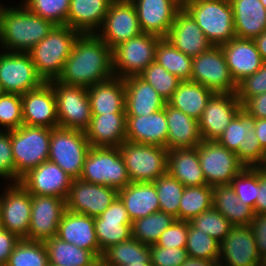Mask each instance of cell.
<instances>
[{
	"instance_id": "cell-53",
	"label": "cell",
	"mask_w": 266,
	"mask_h": 266,
	"mask_svg": "<svg viewBox=\"0 0 266 266\" xmlns=\"http://www.w3.org/2000/svg\"><path fill=\"white\" fill-rule=\"evenodd\" d=\"M152 266H181L189 257L185 248H164L150 245Z\"/></svg>"
},
{
	"instance_id": "cell-29",
	"label": "cell",
	"mask_w": 266,
	"mask_h": 266,
	"mask_svg": "<svg viewBox=\"0 0 266 266\" xmlns=\"http://www.w3.org/2000/svg\"><path fill=\"white\" fill-rule=\"evenodd\" d=\"M84 132L91 147H118L126 141V113L92 115Z\"/></svg>"
},
{
	"instance_id": "cell-23",
	"label": "cell",
	"mask_w": 266,
	"mask_h": 266,
	"mask_svg": "<svg viewBox=\"0 0 266 266\" xmlns=\"http://www.w3.org/2000/svg\"><path fill=\"white\" fill-rule=\"evenodd\" d=\"M23 125L45 128L59 127L56 99L50 83L21 95Z\"/></svg>"
},
{
	"instance_id": "cell-55",
	"label": "cell",
	"mask_w": 266,
	"mask_h": 266,
	"mask_svg": "<svg viewBox=\"0 0 266 266\" xmlns=\"http://www.w3.org/2000/svg\"><path fill=\"white\" fill-rule=\"evenodd\" d=\"M0 178L7 183L15 182V168L12 154L11 130H0Z\"/></svg>"
},
{
	"instance_id": "cell-12",
	"label": "cell",
	"mask_w": 266,
	"mask_h": 266,
	"mask_svg": "<svg viewBox=\"0 0 266 266\" xmlns=\"http://www.w3.org/2000/svg\"><path fill=\"white\" fill-rule=\"evenodd\" d=\"M214 93H236L233 80L220 46H211L207 51L192 58L191 80Z\"/></svg>"
},
{
	"instance_id": "cell-3",
	"label": "cell",
	"mask_w": 266,
	"mask_h": 266,
	"mask_svg": "<svg viewBox=\"0 0 266 266\" xmlns=\"http://www.w3.org/2000/svg\"><path fill=\"white\" fill-rule=\"evenodd\" d=\"M81 33L69 26H55L28 53L38 76L45 83L57 80Z\"/></svg>"
},
{
	"instance_id": "cell-40",
	"label": "cell",
	"mask_w": 266,
	"mask_h": 266,
	"mask_svg": "<svg viewBox=\"0 0 266 266\" xmlns=\"http://www.w3.org/2000/svg\"><path fill=\"white\" fill-rule=\"evenodd\" d=\"M155 61L181 81L191 80L192 58L174 47L165 38H161L157 44Z\"/></svg>"
},
{
	"instance_id": "cell-25",
	"label": "cell",
	"mask_w": 266,
	"mask_h": 266,
	"mask_svg": "<svg viewBox=\"0 0 266 266\" xmlns=\"http://www.w3.org/2000/svg\"><path fill=\"white\" fill-rule=\"evenodd\" d=\"M230 74L236 84L259 70L264 61L254 40L233 38L220 45Z\"/></svg>"
},
{
	"instance_id": "cell-64",
	"label": "cell",
	"mask_w": 266,
	"mask_h": 266,
	"mask_svg": "<svg viewBox=\"0 0 266 266\" xmlns=\"http://www.w3.org/2000/svg\"><path fill=\"white\" fill-rule=\"evenodd\" d=\"M261 175L266 177V154L262 157V160L255 166Z\"/></svg>"
},
{
	"instance_id": "cell-1",
	"label": "cell",
	"mask_w": 266,
	"mask_h": 266,
	"mask_svg": "<svg viewBox=\"0 0 266 266\" xmlns=\"http://www.w3.org/2000/svg\"><path fill=\"white\" fill-rule=\"evenodd\" d=\"M114 76L112 49L96 34H80L57 81L69 86H89Z\"/></svg>"
},
{
	"instance_id": "cell-50",
	"label": "cell",
	"mask_w": 266,
	"mask_h": 266,
	"mask_svg": "<svg viewBox=\"0 0 266 266\" xmlns=\"http://www.w3.org/2000/svg\"><path fill=\"white\" fill-rule=\"evenodd\" d=\"M230 186L239 201L255 210L258 194V170L255 167H245L232 179Z\"/></svg>"
},
{
	"instance_id": "cell-67",
	"label": "cell",
	"mask_w": 266,
	"mask_h": 266,
	"mask_svg": "<svg viewBox=\"0 0 266 266\" xmlns=\"http://www.w3.org/2000/svg\"><path fill=\"white\" fill-rule=\"evenodd\" d=\"M91 266H104L103 261L101 258H99L93 265Z\"/></svg>"
},
{
	"instance_id": "cell-49",
	"label": "cell",
	"mask_w": 266,
	"mask_h": 266,
	"mask_svg": "<svg viewBox=\"0 0 266 266\" xmlns=\"http://www.w3.org/2000/svg\"><path fill=\"white\" fill-rule=\"evenodd\" d=\"M189 223L192 227L201 230L218 242H221L233 228L225 216L213 207L192 218Z\"/></svg>"
},
{
	"instance_id": "cell-52",
	"label": "cell",
	"mask_w": 266,
	"mask_h": 266,
	"mask_svg": "<svg viewBox=\"0 0 266 266\" xmlns=\"http://www.w3.org/2000/svg\"><path fill=\"white\" fill-rule=\"evenodd\" d=\"M266 93V62L253 75L237 84L236 95L243 105L249 98Z\"/></svg>"
},
{
	"instance_id": "cell-57",
	"label": "cell",
	"mask_w": 266,
	"mask_h": 266,
	"mask_svg": "<svg viewBox=\"0 0 266 266\" xmlns=\"http://www.w3.org/2000/svg\"><path fill=\"white\" fill-rule=\"evenodd\" d=\"M260 256L266 253V214L255 213L249 224Z\"/></svg>"
},
{
	"instance_id": "cell-19",
	"label": "cell",
	"mask_w": 266,
	"mask_h": 266,
	"mask_svg": "<svg viewBox=\"0 0 266 266\" xmlns=\"http://www.w3.org/2000/svg\"><path fill=\"white\" fill-rule=\"evenodd\" d=\"M73 178L57 164L45 161L23 175L19 183L31 195L52 196L65 199Z\"/></svg>"
},
{
	"instance_id": "cell-6",
	"label": "cell",
	"mask_w": 266,
	"mask_h": 266,
	"mask_svg": "<svg viewBox=\"0 0 266 266\" xmlns=\"http://www.w3.org/2000/svg\"><path fill=\"white\" fill-rule=\"evenodd\" d=\"M79 179L117 190L131 182L118 147H90Z\"/></svg>"
},
{
	"instance_id": "cell-17",
	"label": "cell",
	"mask_w": 266,
	"mask_h": 266,
	"mask_svg": "<svg viewBox=\"0 0 266 266\" xmlns=\"http://www.w3.org/2000/svg\"><path fill=\"white\" fill-rule=\"evenodd\" d=\"M65 210V199L31 195V220L27 240L45 242L57 236L58 226Z\"/></svg>"
},
{
	"instance_id": "cell-39",
	"label": "cell",
	"mask_w": 266,
	"mask_h": 266,
	"mask_svg": "<svg viewBox=\"0 0 266 266\" xmlns=\"http://www.w3.org/2000/svg\"><path fill=\"white\" fill-rule=\"evenodd\" d=\"M104 266H126L131 262H151L149 245L134 238L106 249L101 257Z\"/></svg>"
},
{
	"instance_id": "cell-61",
	"label": "cell",
	"mask_w": 266,
	"mask_h": 266,
	"mask_svg": "<svg viewBox=\"0 0 266 266\" xmlns=\"http://www.w3.org/2000/svg\"><path fill=\"white\" fill-rule=\"evenodd\" d=\"M254 131L262 148L266 151V118H255Z\"/></svg>"
},
{
	"instance_id": "cell-62",
	"label": "cell",
	"mask_w": 266,
	"mask_h": 266,
	"mask_svg": "<svg viewBox=\"0 0 266 266\" xmlns=\"http://www.w3.org/2000/svg\"><path fill=\"white\" fill-rule=\"evenodd\" d=\"M257 50L260 53L263 61L266 62V31L262 32L259 36L254 39Z\"/></svg>"
},
{
	"instance_id": "cell-59",
	"label": "cell",
	"mask_w": 266,
	"mask_h": 266,
	"mask_svg": "<svg viewBox=\"0 0 266 266\" xmlns=\"http://www.w3.org/2000/svg\"><path fill=\"white\" fill-rule=\"evenodd\" d=\"M242 108L255 118H266V93L249 98Z\"/></svg>"
},
{
	"instance_id": "cell-70",
	"label": "cell",
	"mask_w": 266,
	"mask_h": 266,
	"mask_svg": "<svg viewBox=\"0 0 266 266\" xmlns=\"http://www.w3.org/2000/svg\"><path fill=\"white\" fill-rule=\"evenodd\" d=\"M3 93H4V92H3L2 88H1V85H0V96H1Z\"/></svg>"
},
{
	"instance_id": "cell-8",
	"label": "cell",
	"mask_w": 266,
	"mask_h": 266,
	"mask_svg": "<svg viewBox=\"0 0 266 266\" xmlns=\"http://www.w3.org/2000/svg\"><path fill=\"white\" fill-rule=\"evenodd\" d=\"M90 147L84 131L56 127L51 131L48 160L79 179Z\"/></svg>"
},
{
	"instance_id": "cell-14",
	"label": "cell",
	"mask_w": 266,
	"mask_h": 266,
	"mask_svg": "<svg viewBox=\"0 0 266 266\" xmlns=\"http://www.w3.org/2000/svg\"><path fill=\"white\" fill-rule=\"evenodd\" d=\"M142 33L136 8L131 0H112L96 34L113 49Z\"/></svg>"
},
{
	"instance_id": "cell-48",
	"label": "cell",
	"mask_w": 266,
	"mask_h": 266,
	"mask_svg": "<svg viewBox=\"0 0 266 266\" xmlns=\"http://www.w3.org/2000/svg\"><path fill=\"white\" fill-rule=\"evenodd\" d=\"M20 2L33 14L52 22L55 26H67L70 0H24Z\"/></svg>"
},
{
	"instance_id": "cell-38",
	"label": "cell",
	"mask_w": 266,
	"mask_h": 266,
	"mask_svg": "<svg viewBox=\"0 0 266 266\" xmlns=\"http://www.w3.org/2000/svg\"><path fill=\"white\" fill-rule=\"evenodd\" d=\"M49 263L56 266H91L98 258L90 251L81 249L57 236L44 242Z\"/></svg>"
},
{
	"instance_id": "cell-18",
	"label": "cell",
	"mask_w": 266,
	"mask_h": 266,
	"mask_svg": "<svg viewBox=\"0 0 266 266\" xmlns=\"http://www.w3.org/2000/svg\"><path fill=\"white\" fill-rule=\"evenodd\" d=\"M241 108L236 93H214L198 120L202 140L217 141Z\"/></svg>"
},
{
	"instance_id": "cell-65",
	"label": "cell",
	"mask_w": 266,
	"mask_h": 266,
	"mask_svg": "<svg viewBox=\"0 0 266 266\" xmlns=\"http://www.w3.org/2000/svg\"><path fill=\"white\" fill-rule=\"evenodd\" d=\"M126 266H152L151 262H131Z\"/></svg>"
},
{
	"instance_id": "cell-47",
	"label": "cell",
	"mask_w": 266,
	"mask_h": 266,
	"mask_svg": "<svg viewBox=\"0 0 266 266\" xmlns=\"http://www.w3.org/2000/svg\"><path fill=\"white\" fill-rule=\"evenodd\" d=\"M139 76L149 83L166 102L171 99L181 82L156 61L149 64Z\"/></svg>"
},
{
	"instance_id": "cell-10",
	"label": "cell",
	"mask_w": 266,
	"mask_h": 266,
	"mask_svg": "<svg viewBox=\"0 0 266 266\" xmlns=\"http://www.w3.org/2000/svg\"><path fill=\"white\" fill-rule=\"evenodd\" d=\"M49 83L56 99L59 127L85 131L92 117L87 88L65 85L57 80Z\"/></svg>"
},
{
	"instance_id": "cell-7",
	"label": "cell",
	"mask_w": 266,
	"mask_h": 266,
	"mask_svg": "<svg viewBox=\"0 0 266 266\" xmlns=\"http://www.w3.org/2000/svg\"><path fill=\"white\" fill-rule=\"evenodd\" d=\"M131 182H154L167 172L168 149L125 141L118 146Z\"/></svg>"
},
{
	"instance_id": "cell-27",
	"label": "cell",
	"mask_w": 266,
	"mask_h": 266,
	"mask_svg": "<svg viewBox=\"0 0 266 266\" xmlns=\"http://www.w3.org/2000/svg\"><path fill=\"white\" fill-rule=\"evenodd\" d=\"M168 123L165 107L153 114L126 116V140L166 148Z\"/></svg>"
},
{
	"instance_id": "cell-30",
	"label": "cell",
	"mask_w": 266,
	"mask_h": 266,
	"mask_svg": "<svg viewBox=\"0 0 266 266\" xmlns=\"http://www.w3.org/2000/svg\"><path fill=\"white\" fill-rule=\"evenodd\" d=\"M236 38L254 40L266 31V8L260 0H229Z\"/></svg>"
},
{
	"instance_id": "cell-58",
	"label": "cell",
	"mask_w": 266,
	"mask_h": 266,
	"mask_svg": "<svg viewBox=\"0 0 266 266\" xmlns=\"http://www.w3.org/2000/svg\"><path fill=\"white\" fill-rule=\"evenodd\" d=\"M21 239L8 231L7 229H0V265L6 266L10 255L12 254L15 246Z\"/></svg>"
},
{
	"instance_id": "cell-33",
	"label": "cell",
	"mask_w": 266,
	"mask_h": 266,
	"mask_svg": "<svg viewBox=\"0 0 266 266\" xmlns=\"http://www.w3.org/2000/svg\"><path fill=\"white\" fill-rule=\"evenodd\" d=\"M168 132L166 149L194 148L202 142L198 120L166 103Z\"/></svg>"
},
{
	"instance_id": "cell-41",
	"label": "cell",
	"mask_w": 266,
	"mask_h": 266,
	"mask_svg": "<svg viewBox=\"0 0 266 266\" xmlns=\"http://www.w3.org/2000/svg\"><path fill=\"white\" fill-rule=\"evenodd\" d=\"M176 218L163 211L132 221L131 237L145 245H154L161 233L174 223Z\"/></svg>"
},
{
	"instance_id": "cell-31",
	"label": "cell",
	"mask_w": 266,
	"mask_h": 266,
	"mask_svg": "<svg viewBox=\"0 0 266 266\" xmlns=\"http://www.w3.org/2000/svg\"><path fill=\"white\" fill-rule=\"evenodd\" d=\"M131 221L160 211V203L154 182H130L118 190Z\"/></svg>"
},
{
	"instance_id": "cell-32",
	"label": "cell",
	"mask_w": 266,
	"mask_h": 266,
	"mask_svg": "<svg viewBox=\"0 0 266 266\" xmlns=\"http://www.w3.org/2000/svg\"><path fill=\"white\" fill-rule=\"evenodd\" d=\"M92 115L125 113L124 79L113 76L87 88Z\"/></svg>"
},
{
	"instance_id": "cell-36",
	"label": "cell",
	"mask_w": 266,
	"mask_h": 266,
	"mask_svg": "<svg viewBox=\"0 0 266 266\" xmlns=\"http://www.w3.org/2000/svg\"><path fill=\"white\" fill-rule=\"evenodd\" d=\"M213 94V91L199 83L181 81L167 103L187 116L199 120Z\"/></svg>"
},
{
	"instance_id": "cell-46",
	"label": "cell",
	"mask_w": 266,
	"mask_h": 266,
	"mask_svg": "<svg viewBox=\"0 0 266 266\" xmlns=\"http://www.w3.org/2000/svg\"><path fill=\"white\" fill-rule=\"evenodd\" d=\"M185 249L191 258L218 262L220 242L201 232V230L192 227L189 223Z\"/></svg>"
},
{
	"instance_id": "cell-16",
	"label": "cell",
	"mask_w": 266,
	"mask_h": 266,
	"mask_svg": "<svg viewBox=\"0 0 266 266\" xmlns=\"http://www.w3.org/2000/svg\"><path fill=\"white\" fill-rule=\"evenodd\" d=\"M118 197V190L105 185L73 179L65 200L66 209L90 217H98Z\"/></svg>"
},
{
	"instance_id": "cell-9",
	"label": "cell",
	"mask_w": 266,
	"mask_h": 266,
	"mask_svg": "<svg viewBox=\"0 0 266 266\" xmlns=\"http://www.w3.org/2000/svg\"><path fill=\"white\" fill-rule=\"evenodd\" d=\"M161 37L141 33L112 49L114 76L125 79L139 76L143 70L155 61L156 47Z\"/></svg>"
},
{
	"instance_id": "cell-28",
	"label": "cell",
	"mask_w": 266,
	"mask_h": 266,
	"mask_svg": "<svg viewBox=\"0 0 266 266\" xmlns=\"http://www.w3.org/2000/svg\"><path fill=\"white\" fill-rule=\"evenodd\" d=\"M126 116H145L165 107L167 103L159 93L140 76L124 79Z\"/></svg>"
},
{
	"instance_id": "cell-26",
	"label": "cell",
	"mask_w": 266,
	"mask_h": 266,
	"mask_svg": "<svg viewBox=\"0 0 266 266\" xmlns=\"http://www.w3.org/2000/svg\"><path fill=\"white\" fill-rule=\"evenodd\" d=\"M57 237L81 249L90 250L100 258L93 217L66 209L58 226Z\"/></svg>"
},
{
	"instance_id": "cell-20",
	"label": "cell",
	"mask_w": 266,
	"mask_h": 266,
	"mask_svg": "<svg viewBox=\"0 0 266 266\" xmlns=\"http://www.w3.org/2000/svg\"><path fill=\"white\" fill-rule=\"evenodd\" d=\"M260 255L249 225L233 226L220 242L218 266H258Z\"/></svg>"
},
{
	"instance_id": "cell-13",
	"label": "cell",
	"mask_w": 266,
	"mask_h": 266,
	"mask_svg": "<svg viewBox=\"0 0 266 266\" xmlns=\"http://www.w3.org/2000/svg\"><path fill=\"white\" fill-rule=\"evenodd\" d=\"M43 83L29 53L0 50V85L3 92L23 95Z\"/></svg>"
},
{
	"instance_id": "cell-68",
	"label": "cell",
	"mask_w": 266,
	"mask_h": 266,
	"mask_svg": "<svg viewBox=\"0 0 266 266\" xmlns=\"http://www.w3.org/2000/svg\"><path fill=\"white\" fill-rule=\"evenodd\" d=\"M2 228L1 207H0V229Z\"/></svg>"
},
{
	"instance_id": "cell-15",
	"label": "cell",
	"mask_w": 266,
	"mask_h": 266,
	"mask_svg": "<svg viewBox=\"0 0 266 266\" xmlns=\"http://www.w3.org/2000/svg\"><path fill=\"white\" fill-rule=\"evenodd\" d=\"M0 193L2 228L27 239L31 220V194L19 183H6Z\"/></svg>"
},
{
	"instance_id": "cell-63",
	"label": "cell",
	"mask_w": 266,
	"mask_h": 266,
	"mask_svg": "<svg viewBox=\"0 0 266 266\" xmlns=\"http://www.w3.org/2000/svg\"><path fill=\"white\" fill-rule=\"evenodd\" d=\"M181 266H218V262L188 257Z\"/></svg>"
},
{
	"instance_id": "cell-4",
	"label": "cell",
	"mask_w": 266,
	"mask_h": 266,
	"mask_svg": "<svg viewBox=\"0 0 266 266\" xmlns=\"http://www.w3.org/2000/svg\"><path fill=\"white\" fill-rule=\"evenodd\" d=\"M182 7L213 46H220L236 37L229 0H182Z\"/></svg>"
},
{
	"instance_id": "cell-5",
	"label": "cell",
	"mask_w": 266,
	"mask_h": 266,
	"mask_svg": "<svg viewBox=\"0 0 266 266\" xmlns=\"http://www.w3.org/2000/svg\"><path fill=\"white\" fill-rule=\"evenodd\" d=\"M51 128L22 125L11 130L15 182L29 170L48 161Z\"/></svg>"
},
{
	"instance_id": "cell-56",
	"label": "cell",
	"mask_w": 266,
	"mask_h": 266,
	"mask_svg": "<svg viewBox=\"0 0 266 266\" xmlns=\"http://www.w3.org/2000/svg\"><path fill=\"white\" fill-rule=\"evenodd\" d=\"M266 154L258 140L254 129L247 132L244 147L238 148V158L246 167H255Z\"/></svg>"
},
{
	"instance_id": "cell-37",
	"label": "cell",
	"mask_w": 266,
	"mask_h": 266,
	"mask_svg": "<svg viewBox=\"0 0 266 266\" xmlns=\"http://www.w3.org/2000/svg\"><path fill=\"white\" fill-rule=\"evenodd\" d=\"M213 208L219 211L233 225H249L254 218V210L239 201L230 185L213 187Z\"/></svg>"
},
{
	"instance_id": "cell-54",
	"label": "cell",
	"mask_w": 266,
	"mask_h": 266,
	"mask_svg": "<svg viewBox=\"0 0 266 266\" xmlns=\"http://www.w3.org/2000/svg\"><path fill=\"white\" fill-rule=\"evenodd\" d=\"M189 230V221L175 220L165 229L156 244L164 248H185Z\"/></svg>"
},
{
	"instance_id": "cell-35",
	"label": "cell",
	"mask_w": 266,
	"mask_h": 266,
	"mask_svg": "<svg viewBox=\"0 0 266 266\" xmlns=\"http://www.w3.org/2000/svg\"><path fill=\"white\" fill-rule=\"evenodd\" d=\"M167 171L185 187L207 185L196 147L168 150Z\"/></svg>"
},
{
	"instance_id": "cell-22",
	"label": "cell",
	"mask_w": 266,
	"mask_h": 266,
	"mask_svg": "<svg viewBox=\"0 0 266 266\" xmlns=\"http://www.w3.org/2000/svg\"><path fill=\"white\" fill-rule=\"evenodd\" d=\"M143 33L165 38L172 27L182 0H131Z\"/></svg>"
},
{
	"instance_id": "cell-24",
	"label": "cell",
	"mask_w": 266,
	"mask_h": 266,
	"mask_svg": "<svg viewBox=\"0 0 266 266\" xmlns=\"http://www.w3.org/2000/svg\"><path fill=\"white\" fill-rule=\"evenodd\" d=\"M165 39L191 58L200 55L213 46L183 7L177 12Z\"/></svg>"
},
{
	"instance_id": "cell-51",
	"label": "cell",
	"mask_w": 266,
	"mask_h": 266,
	"mask_svg": "<svg viewBox=\"0 0 266 266\" xmlns=\"http://www.w3.org/2000/svg\"><path fill=\"white\" fill-rule=\"evenodd\" d=\"M23 125L21 95L3 93L0 96V130L10 131Z\"/></svg>"
},
{
	"instance_id": "cell-34",
	"label": "cell",
	"mask_w": 266,
	"mask_h": 266,
	"mask_svg": "<svg viewBox=\"0 0 266 266\" xmlns=\"http://www.w3.org/2000/svg\"><path fill=\"white\" fill-rule=\"evenodd\" d=\"M112 0H70L67 26L81 34L96 33Z\"/></svg>"
},
{
	"instance_id": "cell-45",
	"label": "cell",
	"mask_w": 266,
	"mask_h": 266,
	"mask_svg": "<svg viewBox=\"0 0 266 266\" xmlns=\"http://www.w3.org/2000/svg\"><path fill=\"white\" fill-rule=\"evenodd\" d=\"M48 252L44 242L21 239L6 266H47Z\"/></svg>"
},
{
	"instance_id": "cell-44",
	"label": "cell",
	"mask_w": 266,
	"mask_h": 266,
	"mask_svg": "<svg viewBox=\"0 0 266 266\" xmlns=\"http://www.w3.org/2000/svg\"><path fill=\"white\" fill-rule=\"evenodd\" d=\"M255 117L241 108L217 142L238 156V148L244 147L247 132L254 128Z\"/></svg>"
},
{
	"instance_id": "cell-71",
	"label": "cell",
	"mask_w": 266,
	"mask_h": 266,
	"mask_svg": "<svg viewBox=\"0 0 266 266\" xmlns=\"http://www.w3.org/2000/svg\"><path fill=\"white\" fill-rule=\"evenodd\" d=\"M47 266H56V265H53V264H51V263H48Z\"/></svg>"
},
{
	"instance_id": "cell-66",
	"label": "cell",
	"mask_w": 266,
	"mask_h": 266,
	"mask_svg": "<svg viewBox=\"0 0 266 266\" xmlns=\"http://www.w3.org/2000/svg\"><path fill=\"white\" fill-rule=\"evenodd\" d=\"M259 266H266V253L260 256Z\"/></svg>"
},
{
	"instance_id": "cell-21",
	"label": "cell",
	"mask_w": 266,
	"mask_h": 266,
	"mask_svg": "<svg viewBox=\"0 0 266 266\" xmlns=\"http://www.w3.org/2000/svg\"><path fill=\"white\" fill-rule=\"evenodd\" d=\"M132 221L124 203L117 197L109 207L94 218L95 232L100 248V258L110 246L131 238Z\"/></svg>"
},
{
	"instance_id": "cell-2",
	"label": "cell",
	"mask_w": 266,
	"mask_h": 266,
	"mask_svg": "<svg viewBox=\"0 0 266 266\" xmlns=\"http://www.w3.org/2000/svg\"><path fill=\"white\" fill-rule=\"evenodd\" d=\"M55 25L33 14L23 3L0 5V49L28 53Z\"/></svg>"
},
{
	"instance_id": "cell-69",
	"label": "cell",
	"mask_w": 266,
	"mask_h": 266,
	"mask_svg": "<svg viewBox=\"0 0 266 266\" xmlns=\"http://www.w3.org/2000/svg\"><path fill=\"white\" fill-rule=\"evenodd\" d=\"M260 1L264 5V7L266 8V0H260Z\"/></svg>"
},
{
	"instance_id": "cell-60",
	"label": "cell",
	"mask_w": 266,
	"mask_h": 266,
	"mask_svg": "<svg viewBox=\"0 0 266 266\" xmlns=\"http://www.w3.org/2000/svg\"><path fill=\"white\" fill-rule=\"evenodd\" d=\"M254 213L266 214V177L258 171V194Z\"/></svg>"
},
{
	"instance_id": "cell-42",
	"label": "cell",
	"mask_w": 266,
	"mask_h": 266,
	"mask_svg": "<svg viewBox=\"0 0 266 266\" xmlns=\"http://www.w3.org/2000/svg\"><path fill=\"white\" fill-rule=\"evenodd\" d=\"M213 187L187 186L184 188L179 207V220L190 221L213 207Z\"/></svg>"
},
{
	"instance_id": "cell-43",
	"label": "cell",
	"mask_w": 266,
	"mask_h": 266,
	"mask_svg": "<svg viewBox=\"0 0 266 266\" xmlns=\"http://www.w3.org/2000/svg\"><path fill=\"white\" fill-rule=\"evenodd\" d=\"M160 203V211L166 212L179 220L180 200L185 186L168 171L154 181Z\"/></svg>"
},
{
	"instance_id": "cell-11",
	"label": "cell",
	"mask_w": 266,
	"mask_h": 266,
	"mask_svg": "<svg viewBox=\"0 0 266 266\" xmlns=\"http://www.w3.org/2000/svg\"><path fill=\"white\" fill-rule=\"evenodd\" d=\"M196 148L209 186L230 185L232 179L246 167L234 152L217 141L202 140Z\"/></svg>"
}]
</instances>
